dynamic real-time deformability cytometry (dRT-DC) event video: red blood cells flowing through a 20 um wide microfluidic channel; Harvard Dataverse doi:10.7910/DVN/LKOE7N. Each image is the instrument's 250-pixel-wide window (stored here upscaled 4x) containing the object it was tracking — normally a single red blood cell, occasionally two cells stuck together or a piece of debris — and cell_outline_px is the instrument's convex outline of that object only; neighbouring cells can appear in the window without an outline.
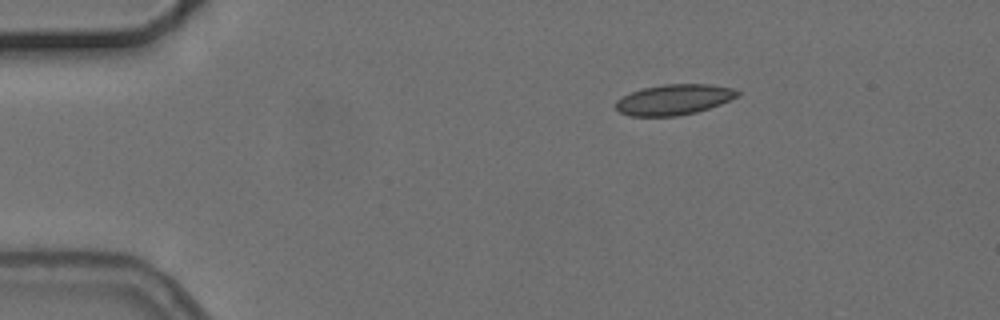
{"species": "common noctule bat (a hibernating species)", "species_latin": "Nyctalus noctula", "temperature_condition": "cold", "stored_images_in_passage": 3, "camera_frame_rate_fps": 3000, "um_per_image_px": 0.085, "animal": {"sex": "female", "body_mass_g": 24.6, "forearm_length_mm": 56.2}, "frame": {"image": 1, "passage_image": 1, "time_ms": 0.0, "image_size_px": [1000, 320], "cell_outline_px": [[740, 96], [720, 104], [696, 112], [676, 116], [628, 116], [620, 112], [616, 108], [616, 100], [632, 92], [644, 88], [664, 84], [708, 84], [732, 88], [740, 92]], "centroid_in_image_um": [57.3, 8.47], "position_along_channel_um": 27.7, "area_um2": 21.5}}